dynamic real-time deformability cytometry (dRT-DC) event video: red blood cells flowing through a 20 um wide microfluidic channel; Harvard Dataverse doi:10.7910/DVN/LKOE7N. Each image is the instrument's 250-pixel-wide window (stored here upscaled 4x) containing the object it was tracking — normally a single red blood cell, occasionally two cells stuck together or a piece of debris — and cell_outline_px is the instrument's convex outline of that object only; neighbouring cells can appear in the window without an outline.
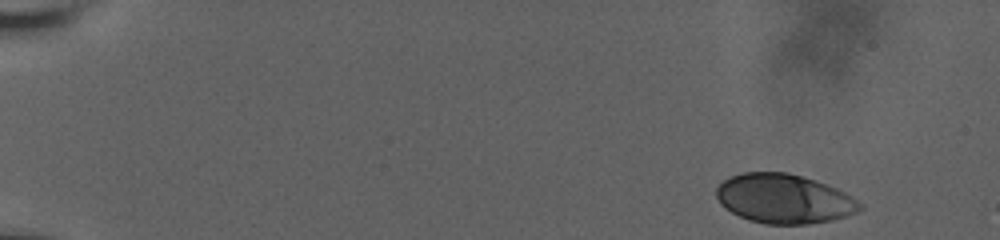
{"species": "human", "species_latin": "Homo sapiens", "temperature_condition": "room temperature", "stored_images_in_passage": 52, "camera_frame_rate_fps": 3000, "um_per_image_px": 0.085, "donor": {"sex": "male"}, "frame": {"image": 1, "passage_image": 1, "time_ms": 0.0, "image_size_px": [1000, 240], "cell_outline_px": [[864, 208], [856, 212], [832, 220], [808, 224], [764, 224], [748, 220], [732, 212], [720, 204], [716, 196], [716, 188], [724, 180], [732, 176], [744, 172], [788, 172], [836, 188], [852, 196], [864, 204]], "centroid_in_image_um": [66.64, 16.9], "position_along_channel_um": 18.4, "area_um2": 41.1}}
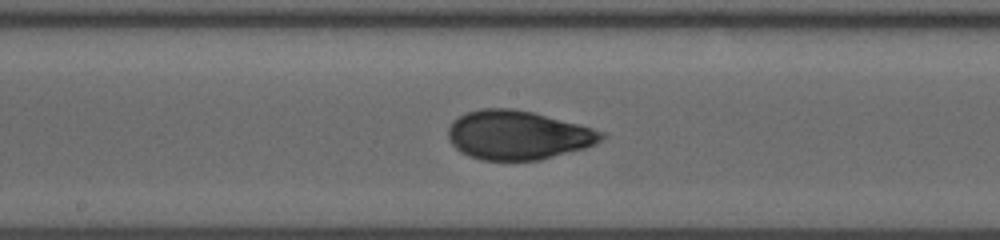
{"frame": {"image": 2, "passage_image": 28, "time_ms": 9.0, "image_size_px": [1000, 240], "cell_outline_px": [[608, 136], [596, 144], [584, 148], [540, 160], [480, 160], [468, 156], [460, 152], [448, 140], [448, 128], [452, 120], [464, 112], [480, 108], [512, 108], [532, 112], [592, 128], [604, 132]], "centroid_in_image_um": [43.98, 11.48], "position_along_channel_um": 204.2, "area_um2": 43.99}}
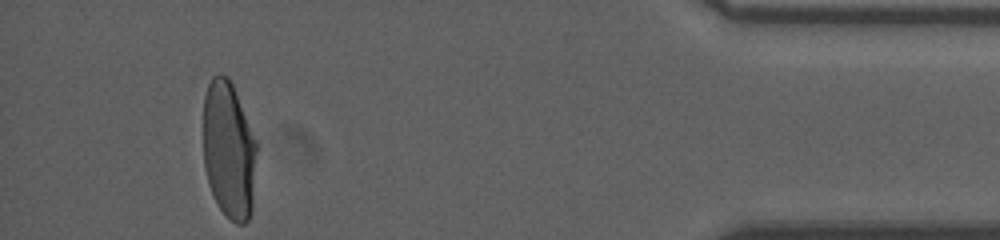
{"frame": {"image": 3, "passage_image": 49, "time_ms": 16.0, "image_size_px": [1000, 240], "cell_outline_px": [[256, 152], [252, 212], [248, 220], [244, 224], [236, 224], [220, 208], [208, 184], [204, 168], [204, 96], [208, 84], [212, 76], [220, 72], [228, 76], [232, 84], [256, 140]], "centroid_in_image_um": [19.44, 12.74], "position_along_channel_um": 415.8, "area_um2": 42.71}, "authors_computed_cell_mechanics": {"area_um2": 42.772, "velocity_mm_per_s": 3.7857, "shape_relaxation_time_tau1_ms": 4.7128, "shape_relaxation_time_tau2_ms": 0.8589, "deformation_change_tau1": 0.1873, "deformation_change_tau2": 0.0498}}